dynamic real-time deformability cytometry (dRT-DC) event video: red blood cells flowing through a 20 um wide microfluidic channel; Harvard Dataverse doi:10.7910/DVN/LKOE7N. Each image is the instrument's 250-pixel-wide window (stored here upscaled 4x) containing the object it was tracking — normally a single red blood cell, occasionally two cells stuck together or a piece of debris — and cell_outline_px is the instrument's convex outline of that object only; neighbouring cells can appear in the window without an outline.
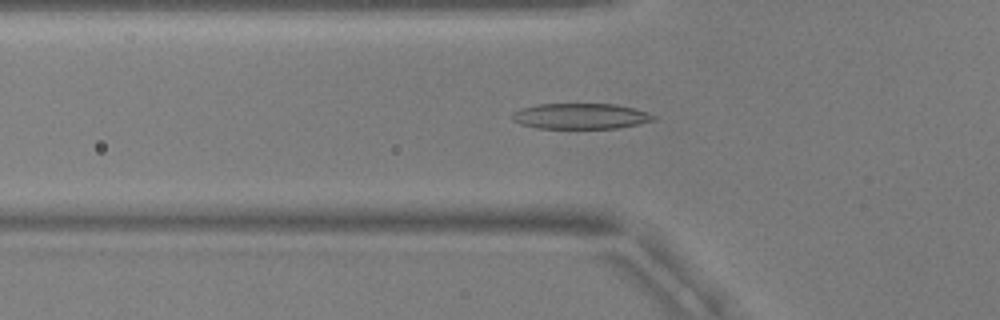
{"species": "common noctule bat (a hibernating species)", "species_latin": "Nyctalus noctula", "temperature_condition": "warm", "stored_images_in_passage": 49, "camera_frame_rate_fps": 3000, "um_per_image_px": 0.085, "animal": {"sex": "male", "body_mass_g": 17.9, "forearm_length_mm": 54.2}, "frame": {"image": 1, "passage_image": 14, "time_ms": 4.333, "image_size_px": [1000, 320], "cell_outline_px": [[656, 120], [616, 128], [536, 128], [520, 124], [512, 120], [512, 112], [520, 108], [536, 104], [616, 104], [648, 112], [656, 116]], "centroid_in_image_um": [49.31, 9.87], "position_along_channel_um": 76.5, "area_um2": 21.15}}
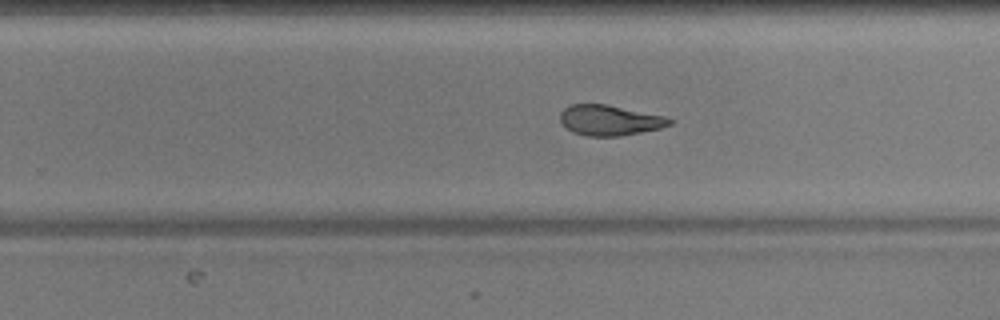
{"frame": {"image": 2, "passage_image": 30, "time_ms": 9.667, "image_size_px": [1000, 320], "cell_outline_px": [[672, 124], [660, 128], [620, 136], [588, 136], [572, 132], [560, 120], [560, 112], [564, 108], [572, 104], [608, 104], [664, 116], [672, 120]], "centroid_in_image_um": [51.81, 10.21], "position_along_channel_um": 278.0, "area_um2": 19.25}}
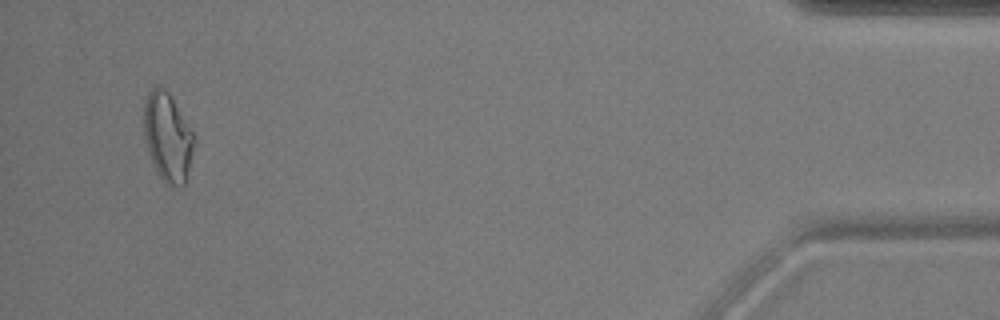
{"frame": {"image": 3, "passage_image": 47, "time_ms": 15.333, "image_size_px": [1000, 320], "cell_outline_px": [[192, 152], [184, 184], [180, 188], [168, 184], [156, 172], [144, 136], [144, 104], [148, 92], [156, 84], [164, 88], [168, 92], [192, 132]], "centroid_in_image_um": [14.21, 11.63], "position_along_channel_um": 421.0, "area_um2": 25.09}, "authors_computed_cell_mechanics": {"area_um2": 20.5768, "velocity_mm_per_s": 3.77, "shape_relaxation_time_tau1_ms": 5.335, "shape_relaxation_time_tau2_ms": 2.5424, "deformation_change_tau1": 0.1863, "deformation_change_tau2": 0.1139}}